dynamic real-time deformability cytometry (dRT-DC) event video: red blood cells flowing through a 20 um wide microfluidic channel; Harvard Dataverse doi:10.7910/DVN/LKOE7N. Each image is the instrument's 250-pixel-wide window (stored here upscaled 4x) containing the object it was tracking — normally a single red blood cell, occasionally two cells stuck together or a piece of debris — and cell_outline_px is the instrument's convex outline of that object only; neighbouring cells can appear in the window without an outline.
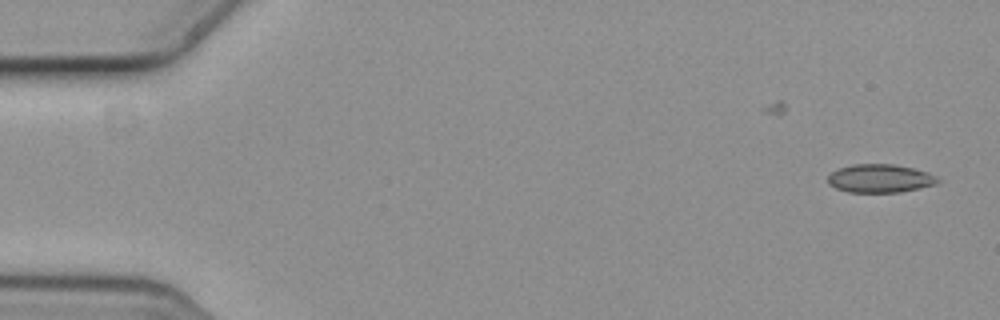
{"species": "common noctule bat (a hibernating species)", "species_latin": "Nyctalus noctula", "temperature_condition": "cold", "stored_images_in_passage": 5, "camera_frame_rate_fps": 3000, "um_per_image_px": 0.085, "animal": {"sex": "female", "body_mass_g": 19.3, "forearm_length_mm": 54.1}, "frame": {"image": 1, "passage_image": 1, "time_ms": 0.0, "image_size_px": [1000, 320], "cell_outline_px": [[940, 180], [936, 184], [900, 192], [848, 192], [836, 188], [828, 184], [828, 176], [832, 172], [840, 168], [852, 164], [892, 164], [912, 168], [928, 172], [936, 176]], "centroid_in_image_um": [74.79, 15.16], "position_along_channel_um": 10.2, "area_um2": 18.03}}
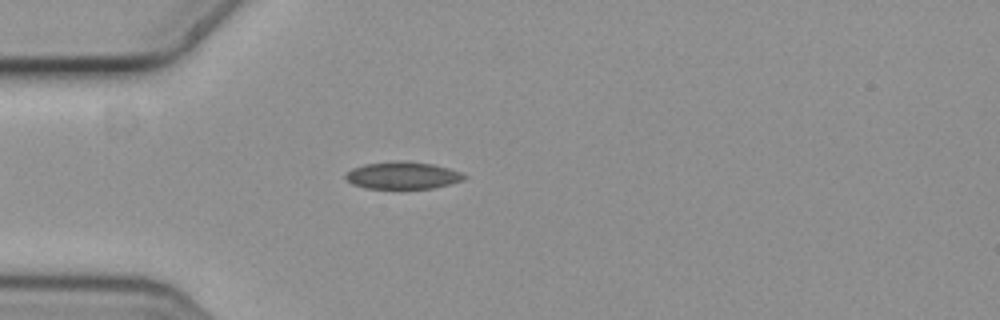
{"frame": {"image": 2, "passage_image": 5, "time_ms": 1.333, "image_size_px": [1000, 320], "cell_outline_px": [[468, 176], [460, 180], [448, 184], [432, 188], [364, 188], [352, 184], [344, 176], [352, 168], [364, 164], [396, 160], [408, 160], [432, 164], [448, 168], [460, 172]], "centroid_in_image_um": [34.19, 14.89], "position_along_channel_um": 50.8, "area_um2": 18.73}}